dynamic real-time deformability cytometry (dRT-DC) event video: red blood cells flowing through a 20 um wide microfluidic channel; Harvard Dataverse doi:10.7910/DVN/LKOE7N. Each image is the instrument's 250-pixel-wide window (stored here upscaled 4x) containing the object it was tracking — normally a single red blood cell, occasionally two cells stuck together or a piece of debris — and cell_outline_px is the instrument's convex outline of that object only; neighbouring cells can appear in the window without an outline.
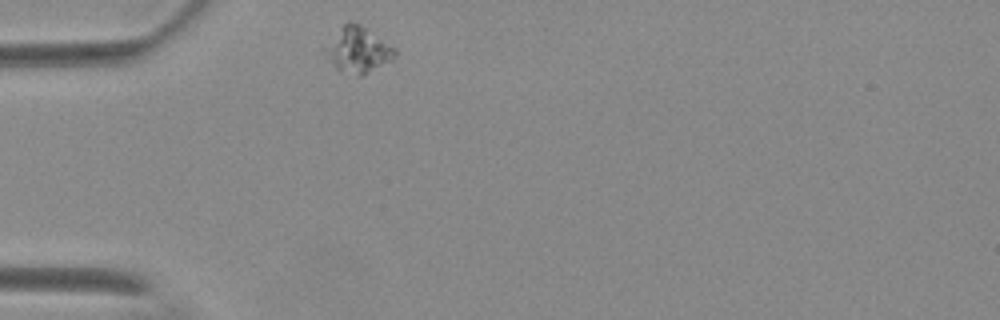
{"species": "Egyptian fruit bat (a non-hibernating species)", "species_latin": "Rousettus aegyptiacus", "temperature_condition": "warm", "stored_images_in_passage": 1, "camera_frame_rate_fps": 3000, "um_per_image_px": 0.085, "animal": {"sex": "female"}, "frame": {"image": 1, "passage_image": 1, "time_ms": 0.0, "image_size_px": [1000, 320], "cell_outline_px": [[396, 56], [392, 60], [364, 76], [360, 76], [336, 68], [324, 56], [320, 48], [344, 24], [360, 24], [392, 48], [396, 52]], "centroid_in_image_um": [30.34, 4.28], "position_along_channel_um": 54.7, "area_um2": 18.21}}